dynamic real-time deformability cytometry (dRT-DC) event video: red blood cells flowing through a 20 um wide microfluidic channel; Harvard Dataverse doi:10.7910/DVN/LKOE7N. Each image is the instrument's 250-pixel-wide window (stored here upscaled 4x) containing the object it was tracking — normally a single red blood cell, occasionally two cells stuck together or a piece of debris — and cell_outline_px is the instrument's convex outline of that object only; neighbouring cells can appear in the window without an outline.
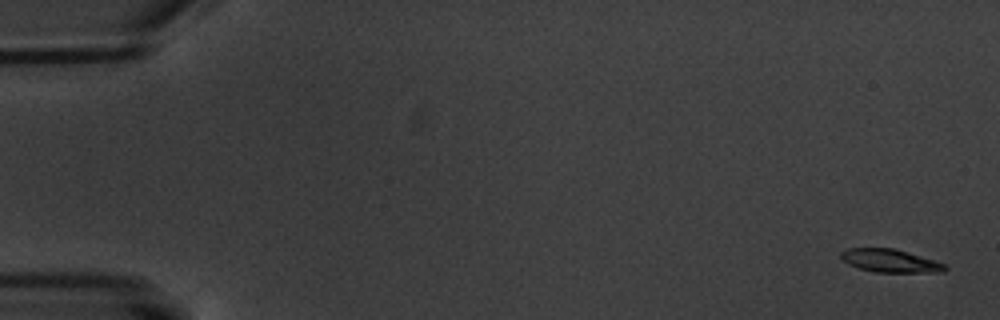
{"species": "common noctule bat (a hibernating species)", "species_latin": "Nyctalus noctula", "temperature_condition": "warm", "stored_images_in_passage": 7, "camera_frame_rate_fps": 3000, "um_per_image_px": 0.085, "animal": {"sex": "male", "body_mass_g": 20.1, "forearm_length_mm": 53.5}, "frame": {"image": 1, "passage_image": 1, "time_ms": 0.0, "image_size_px": [1000, 320], "cell_outline_px": [[948, 268], [944, 272], [876, 272], [860, 268], [848, 264], [840, 256], [840, 252], [844, 248], [896, 248], [944, 264]], "centroid_in_image_um": [75.63, 22.15], "position_along_channel_um": 9.4, "area_um2": 13.87}}
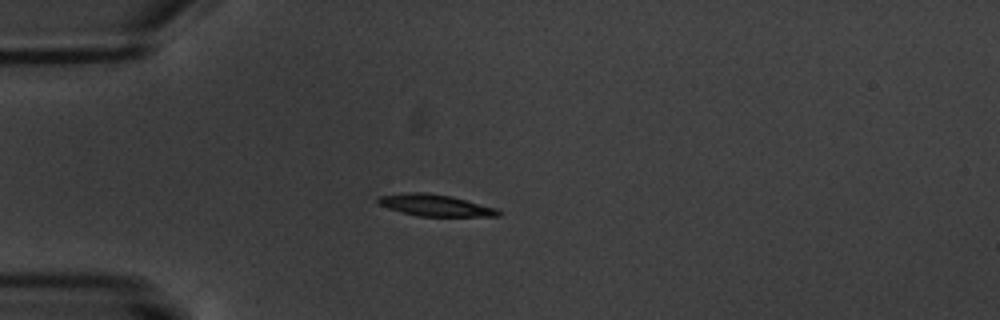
{"frame": {"image": 2, "passage_image": 5, "time_ms": 5.0, "image_size_px": [1000, 320], "cell_outline_px": [[500, 216], [416, 216], [400, 212], [388, 208], [380, 204], [376, 200], [376, 196], [408, 192], [424, 192], [452, 196], [496, 208], [500, 212]], "centroid_in_image_um": [36.94, 17.44], "position_along_channel_um": 48.1, "area_um2": 15.2}}